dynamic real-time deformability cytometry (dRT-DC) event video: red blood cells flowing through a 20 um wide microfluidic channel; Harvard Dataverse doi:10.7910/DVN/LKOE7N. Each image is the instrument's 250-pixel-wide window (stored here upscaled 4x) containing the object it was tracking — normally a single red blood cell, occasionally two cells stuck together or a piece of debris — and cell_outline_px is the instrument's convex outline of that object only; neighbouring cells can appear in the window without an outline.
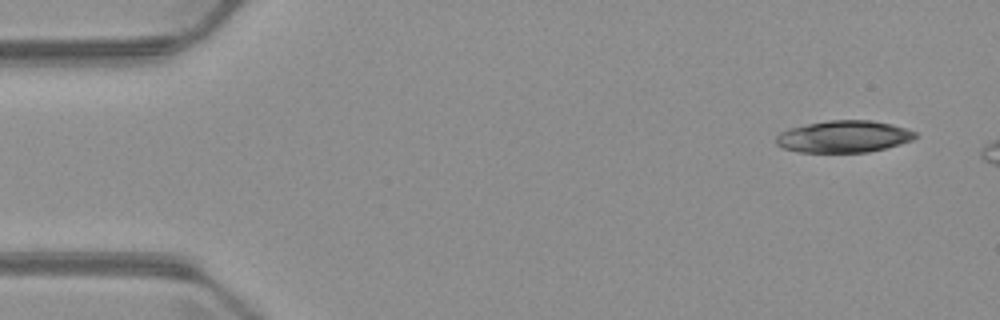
{"species": "common noctule bat (a hibernating species)", "species_latin": "Nyctalus noctula", "temperature_condition": "warm", "stored_images_in_passage": 3, "camera_frame_rate_fps": 3000, "um_per_image_px": 0.085, "animal": {"sex": "male", "body_mass_g": 23.1, "forearm_length_mm": 52.7}, "frame": {"image": 1, "passage_image": 1, "time_ms": 0.0, "image_size_px": [1000, 320], "cell_outline_px": [[920, 136], [912, 140], [900, 144], [868, 152], [800, 152], [784, 148], [776, 144], [776, 136], [780, 132], [788, 128], [828, 120], [872, 120], [892, 124], [916, 132]], "centroid_in_image_um": [71.73, 11.6], "position_along_channel_um": 13.3, "area_um2": 25.89}}